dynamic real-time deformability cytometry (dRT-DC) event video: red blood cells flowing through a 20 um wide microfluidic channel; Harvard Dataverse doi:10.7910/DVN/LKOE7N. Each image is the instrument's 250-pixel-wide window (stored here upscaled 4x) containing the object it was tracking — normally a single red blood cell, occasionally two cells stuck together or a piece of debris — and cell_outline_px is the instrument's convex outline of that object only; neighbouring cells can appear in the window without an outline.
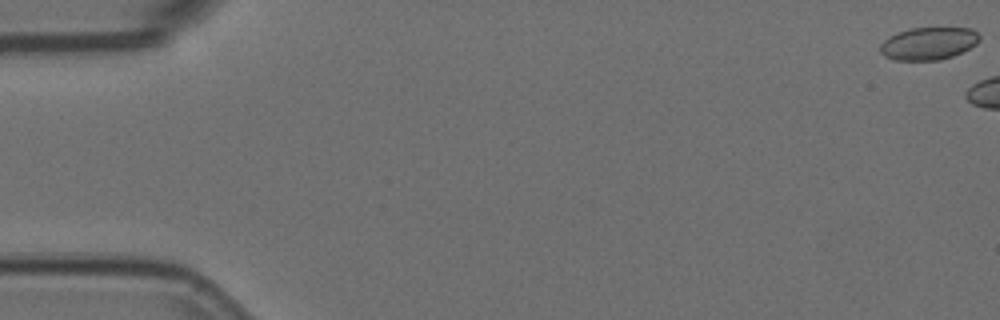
{"species": "Egyptian fruit bat (a non-hibernating species)", "species_latin": "Rousettus aegyptiacus", "temperature_condition": "room temperature", "stored_images_in_passage": 3, "camera_frame_rate_fps": 3000, "um_per_image_px": 0.085, "animal": {"sex": "female"}, "frame": {"image": 1, "passage_image": 1, "time_ms": 0.0, "image_size_px": [1000, 320], "cell_outline_px": [[980, 40], [976, 44], [952, 56], [940, 60], [892, 60], [884, 56], [880, 52], [880, 44], [888, 36], [896, 32], [912, 28], [972, 28], [980, 36]], "centroid_in_image_um": [78.89, 3.69], "position_along_channel_um": 6.1, "area_um2": 18.9}}